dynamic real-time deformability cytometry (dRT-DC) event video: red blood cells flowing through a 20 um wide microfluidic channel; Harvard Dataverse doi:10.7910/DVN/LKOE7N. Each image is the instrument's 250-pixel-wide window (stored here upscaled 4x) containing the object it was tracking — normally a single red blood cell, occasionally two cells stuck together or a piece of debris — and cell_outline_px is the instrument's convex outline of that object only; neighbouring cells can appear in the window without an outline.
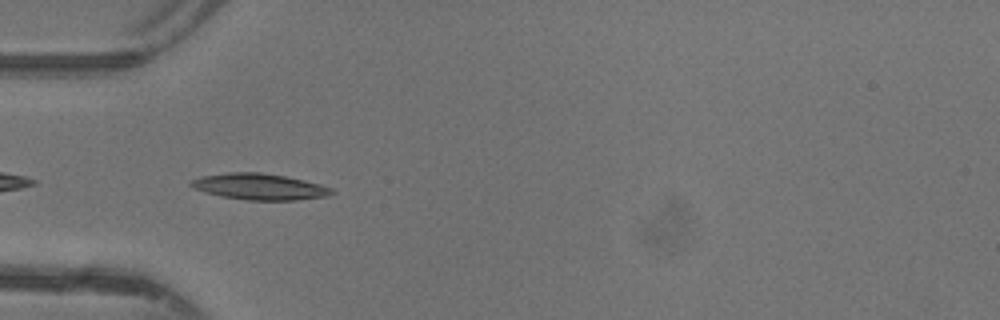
{"species": "common noctule bat (a hibernating species)", "species_latin": "Nyctalus noctula", "temperature_condition": "warm", "stored_images_in_passage": 34, "camera_frame_rate_fps": 3000, "um_per_image_px": 0.085, "animal": {"sex": "female"}, "frame": {"image": 1, "passage_image": 2, "time_ms": 0.333, "image_size_px": [1000, 320], "cell_outline_px": [[336, 192], [328, 196], [296, 200], [248, 200], [220, 196], [196, 188], [188, 184], [192, 180], [200, 176], [228, 172], [260, 172], [284, 176], [304, 180], [320, 184], [332, 188]], "centroid_in_image_um": [22.09, 15.86], "position_along_channel_um": 62.9, "area_um2": 21.39}}
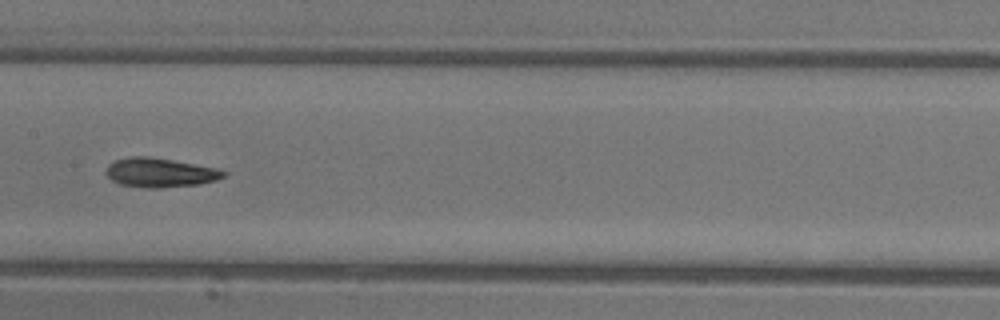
{"frame": {"image": 2, "passage_image": 11, "time_ms": 3.333, "image_size_px": [1000, 320], "cell_outline_px": [[228, 172], [224, 176], [216, 180], [200, 184], [160, 188], [144, 188], [120, 184], [112, 180], [104, 172], [108, 164], [116, 160], [128, 156], [148, 156], [220, 168]], "centroid_in_image_um": [13.61, 14.67], "position_along_channel_um": 193.8, "area_um2": 20.23}}
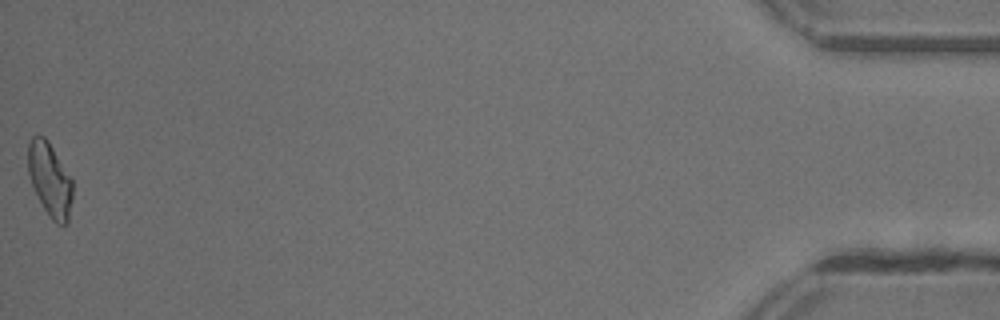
{"frame": {"image": 3, "passage_image": 34, "time_ms": 11.0, "image_size_px": [1000, 320], "cell_outline_px": [[72, 200], [68, 224], [56, 224], [48, 216], [32, 184], [28, 172], [28, 144], [32, 136], [44, 136], [48, 140], [72, 176]], "centroid_in_image_um": [4.27, 15.26], "position_along_channel_um": 430.9, "area_um2": 19.31}, "authors_computed_cell_mechanics": {"area_um2": 19.363, "velocity_mm_per_s": 4.41, "shape_relaxation_time_tau1_ms": 4.9114, "shape_relaxation_time_tau2_ms": 4.1182, "deformation_change_tau1": 0.1785, "deformation_change_tau2": 0.1392}}